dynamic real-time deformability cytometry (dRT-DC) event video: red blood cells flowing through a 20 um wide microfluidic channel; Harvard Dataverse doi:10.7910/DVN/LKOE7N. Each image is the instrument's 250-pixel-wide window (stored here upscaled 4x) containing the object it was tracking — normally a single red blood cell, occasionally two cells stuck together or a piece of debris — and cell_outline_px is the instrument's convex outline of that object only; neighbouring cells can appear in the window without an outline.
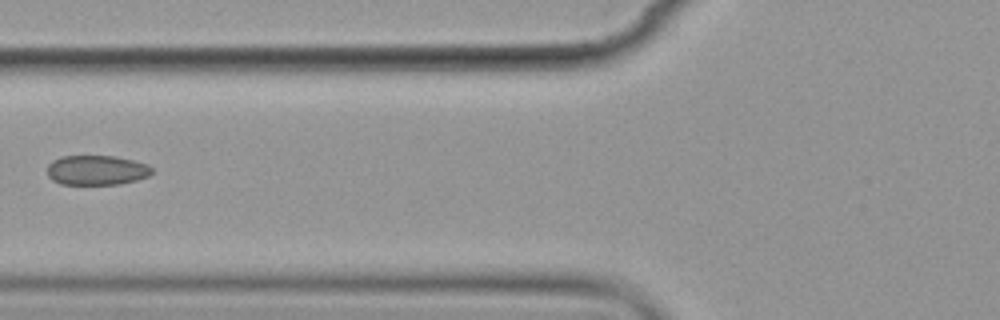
{"species": "common noctule bat (a hibernating species)", "species_latin": "Nyctalus noctula", "temperature_condition": "cold", "stored_images_in_passage": 9, "camera_frame_rate_fps": 3000, "um_per_image_px": 0.085, "animal": {"sex": "female", "body_mass_g": 19.9}, "frame": {"image": 1, "passage_image": 6, "time_ms": 6.0, "image_size_px": [1000, 320], "cell_outline_px": [[152, 172], [148, 176], [136, 180], [120, 184], [60, 184], [52, 180], [48, 176], [48, 164], [52, 160], [60, 156], [116, 156], [148, 164], [152, 168]], "centroid_in_image_um": [8.2, 14.46], "position_along_channel_um": 117.6, "area_um2": 18.21}}
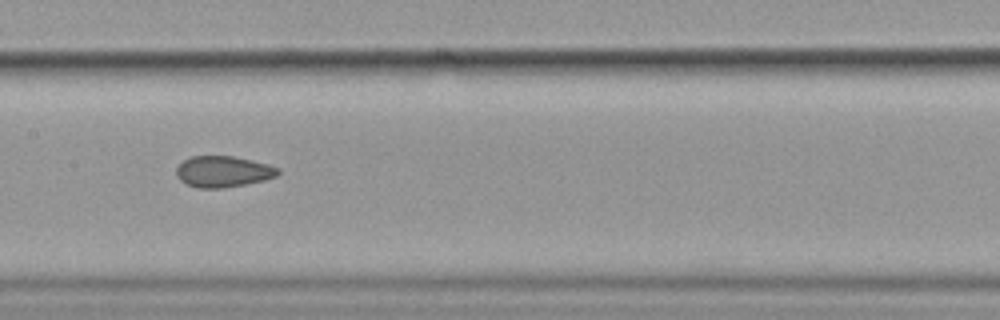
{"frame": {"image": 2, "passage_image": 8, "time_ms": 8.0, "image_size_px": [1000, 320], "cell_outline_px": [[280, 172], [276, 176], [264, 180], [224, 188], [196, 188], [180, 180], [176, 176], [176, 168], [184, 160], [192, 156], [232, 156], [268, 164], [280, 168]], "centroid_in_image_um": [18.96, 14.59], "position_along_channel_um": 188.4, "area_um2": 18.38}}
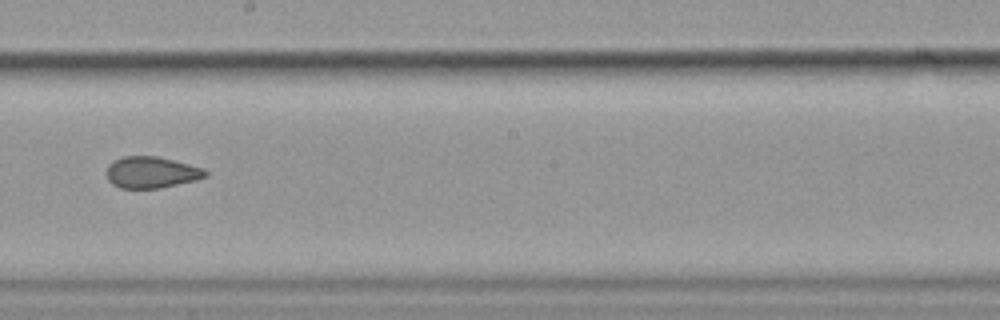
{"frame": {"image": 3, "passage_image": 9, "time_ms": 9.333, "image_size_px": [1000, 320], "cell_outline_px": [[208, 176], [196, 180], [160, 188], [120, 188], [112, 184], [108, 180], [108, 164], [124, 156], [156, 156], [204, 168], [208, 172]], "centroid_in_image_um": [12.89, 14.66], "position_along_channel_um": 235.3, "area_um2": 17.98}}